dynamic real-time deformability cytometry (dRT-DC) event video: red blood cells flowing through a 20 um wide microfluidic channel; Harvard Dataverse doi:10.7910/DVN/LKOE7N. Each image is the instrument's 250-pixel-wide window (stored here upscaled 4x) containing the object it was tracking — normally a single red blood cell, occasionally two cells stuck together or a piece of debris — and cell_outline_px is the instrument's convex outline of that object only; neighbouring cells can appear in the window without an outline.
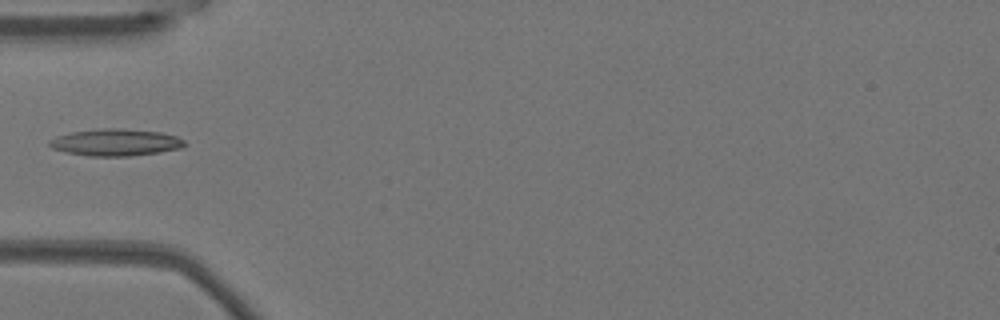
{"species": "Egyptian fruit bat (a non-hibernating species)", "species_latin": "Rousettus aegyptiacus", "temperature_condition": "warm", "stored_images_in_passage": 7, "camera_frame_rate_fps": 3000, "um_per_image_px": 0.085, "animal": {"sex": "female"}, "frame": {"image": 1, "passage_image": 1, "time_ms": 0.0, "image_size_px": [1000, 320], "cell_outline_px": [[188, 144], [184, 148], [160, 152], [132, 156], [88, 156], [64, 152], [52, 148], [48, 144], [48, 140], [56, 136], [72, 132], [100, 128], [120, 128], [160, 132], [176, 136], [184, 140]], "centroid_in_image_um": [9.84, 12.11], "position_along_channel_um": 75.2, "area_um2": 21.5}}